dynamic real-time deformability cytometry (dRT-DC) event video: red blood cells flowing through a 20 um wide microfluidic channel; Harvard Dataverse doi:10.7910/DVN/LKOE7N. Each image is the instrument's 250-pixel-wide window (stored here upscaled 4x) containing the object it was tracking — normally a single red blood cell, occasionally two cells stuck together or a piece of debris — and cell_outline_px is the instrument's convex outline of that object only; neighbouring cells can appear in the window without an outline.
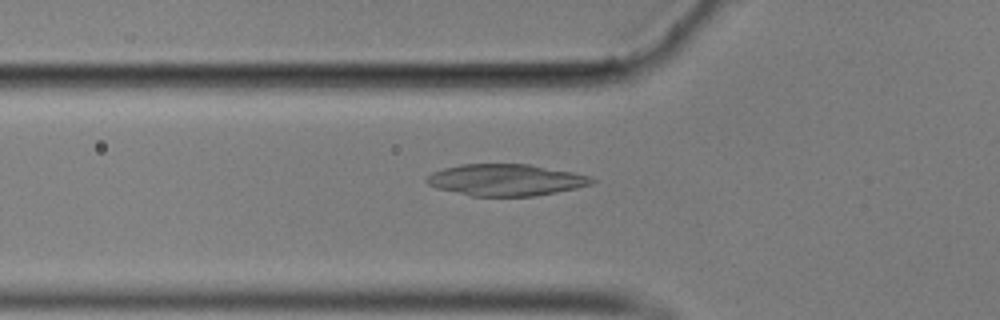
{"species": "common noctule bat (a hibernating species)", "species_latin": "Nyctalus noctula", "temperature_condition": "cold", "stored_images_in_passage": 48, "camera_frame_rate_fps": 3000, "um_per_image_px": 0.085, "animal": {"sex": "male", "body_mass_g": 17.9}, "frame": {"image": 1, "passage_image": 11, "time_ms": 3.333, "image_size_px": [1000, 320], "cell_outline_px": [[596, 180], [592, 184], [576, 188], [536, 196], [472, 196], [436, 188], [428, 184], [424, 180], [424, 176], [432, 172], [444, 168], [460, 164], [528, 164], [572, 172], [588, 176]], "centroid_in_image_um": [42.94, 15.29], "position_along_channel_um": 82.9, "area_um2": 30.46}}
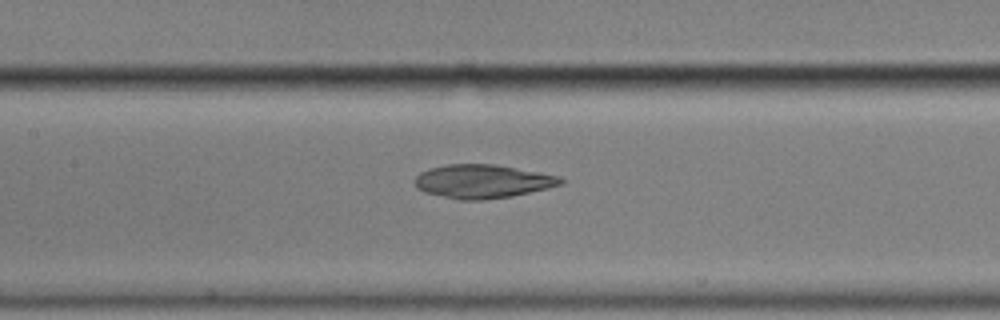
{"frame": {"image": 2, "passage_image": 18, "time_ms": 5.667, "image_size_px": [1000, 320], "cell_outline_px": [[564, 184], [548, 188], [512, 196], [484, 200], [460, 200], [424, 192], [416, 188], [416, 176], [420, 172], [428, 168], [448, 164], [492, 164], [516, 168], [556, 176], [564, 180]], "centroid_in_image_um": [40.98, 15.42], "position_along_channel_um": 166.4, "area_um2": 28.38}}
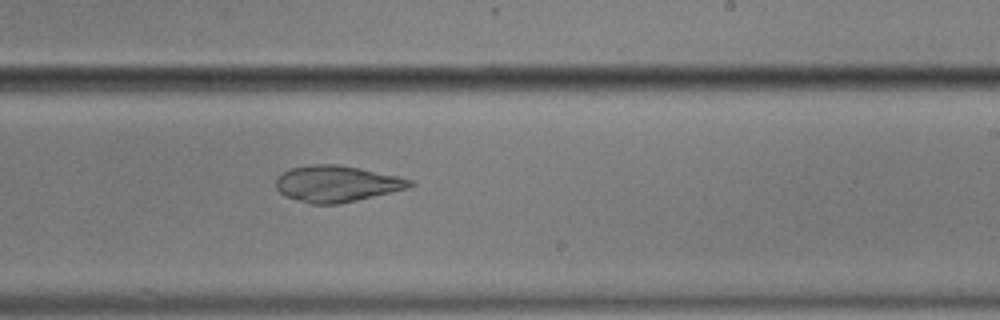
{"frame": {"image": 3, "passage_image": 26, "time_ms": 8.333, "image_size_px": [1000, 320], "cell_outline_px": [[416, 184], [408, 188], [340, 204], [312, 204], [284, 196], [276, 188], [276, 180], [284, 172], [292, 168], [312, 164], [336, 164], [360, 168], [400, 176], [412, 180]], "centroid_in_image_um": [28.65, 15.62], "position_along_channel_um": 260.3, "area_um2": 28.26}, "authors_computed_cell_mechanics": {"area_um2": 29.5936, "velocity_mm_per_s": 3.5398, "shape_relaxation_time_tau1_ms": null, "shape_relaxation_time_tau2_ms": 3.566, "deformation_change_tau1": null, "deformation_change_tau2": 0.0729}}